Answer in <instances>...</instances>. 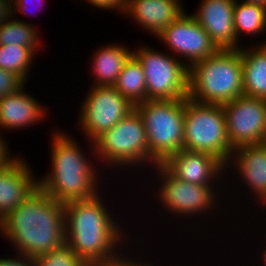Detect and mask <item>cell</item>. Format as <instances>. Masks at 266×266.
Wrapping results in <instances>:
<instances>
[{
  "label": "cell",
  "mask_w": 266,
  "mask_h": 266,
  "mask_svg": "<svg viewBox=\"0 0 266 266\" xmlns=\"http://www.w3.org/2000/svg\"><path fill=\"white\" fill-rule=\"evenodd\" d=\"M19 255L36 258L66 243L64 203L39 187L0 222Z\"/></svg>",
  "instance_id": "6da1fadb"
},
{
  "label": "cell",
  "mask_w": 266,
  "mask_h": 266,
  "mask_svg": "<svg viewBox=\"0 0 266 266\" xmlns=\"http://www.w3.org/2000/svg\"><path fill=\"white\" fill-rule=\"evenodd\" d=\"M102 201L97 194L64 203L66 243L87 266H103L121 258L114 250L123 243L124 234Z\"/></svg>",
  "instance_id": "7a4b0ae2"
},
{
  "label": "cell",
  "mask_w": 266,
  "mask_h": 266,
  "mask_svg": "<svg viewBox=\"0 0 266 266\" xmlns=\"http://www.w3.org/2000/svg\"><path fill=\"white\" fill-rule=\"evenodd\" d=\"M52 143V172L38 179L39 188L60 202L89 199L97 191V174L71 137L56 131ZM76 142V143H75Z\"/></svg>",
  "instance_id": "3957f363"
},
{
  "label": "cell",
  "mask_w": 266,
  "mask_h": 266,
  "mask_svg": "<svg viewBox=\"0 0 266 266\" xmlns=\"http://www.w3.org/2000/svg\"><path fill=\"white\" fill-rule=\"evenodd\" d=\"M240 49H219L189 68L188 97L204 104L224 105L244 95Z\"/></svg>",
  "instance_id": "277c9868"
},
{
  "label": "cell",
  "mask_w": 266,
  "mask_h": 266,
  "mask_svg": "<svg viewBox=\"0 0 266 266\" xmlns=\"http://www.w3.org/2000/svg\"><path fill=\"white\" fill-rule=\"evenodd\" d=\"M134 108L145 126L150 164H162L183 149L185 98L146 100L135 104Z\"/></svg>",
  "instance_id": "5b68a950"
},
{
  "label": "cell",
  "mask_w": 266,
  "mask_h": 266,
  "mask_svg": "<svg viewBox=\"0 0 266 266\" xmlns=\"http://www.w3.org/2000/svg\"><path fill=\"white\" fill-rule=\"evenodd\" d=\"M183 149L206 152L225 165L231 162L233 148L227 135L222 105L185 98Z\"/></svg>",
  "instance_id": "8992f818"
},
{
  "label": "cell",
  "mask_w": 266,
  "mask_h": 266,
  "mask_svg": "<svg viewBox=\"0 0 266 266\" xmlns=\"http://www.w3.org/2000/svg\"><path fill=\"white\" fill-rule=\"evenodd\" d=\"M90 144L93 145L94 154L109 165L126 167L132 164L133 167L135 163L145 165L149 162L145 126L135 108Z\"/></svg>",
  "instance_id": "52a82bcc"
},
{
  "label": "cell",
  "mask_w": 266,
  "mask_h": 266,
  "mask_svg": "<svg viewBox=\"0 0 266 266\" xmlns=\"http://www.w3.org/2000/svg\"><path fill=\"white\" fill-rule=\"evenodd\" d=\"M142 47L133 51L146 79V100L173 101L189 94V67L173 56Z\"/></svg>",
  "instance_id": "ba28073f"
},
{
  "label": "cell",
  "mask_w": 266,
  "mask_h": 266,
  "mask_svg": "<svg viewBox=\"0 0 266 266\" xmlns=\"http://www.w3.org/2000/svg\"><path fill=\"white\" fill-rule=\"evenodd\" d=\"M82 104L79 125L92 142L134 109L114 86H93Z\"/></svg>",
  "instance_id": "9c48e42d"
},
{
  "label": "cell",
  "mask_w": 266,
  "mask_h": 266,
  "mask_svg": "<svg viewBox=\"0 0 266 266\" xmlns=\"http://www.w3.org/2000/svg\"><path fill=\"white\" fill-rule=\"evenodd\" d=\"M233 150L266 142V100L241 95L222 105Z\"/></svg>",
  "instance_id": "30bf717a"
},
{
  "label": "cell",
  "mask_w": 266,
  "mask_h": 266,
  "mask_svg": "<svg viewBox=\"0 0 266 266\" xmlns=\"http://www.w3.org/2000/svg\"><path fill=\"white\" fill-rule=\"evenodd\" d=\"M155 168L163 181L158 192L164 208L180 215L200 214L209 208L212 209L216 200L214 188L179 180L162 164L155 165Z\"/></svg>",
  "instance_id": "8fae6325"
},
{
  "label": "cell",
  "mask_w": 266,
  "mask_h": 266,
  "mask_svg": "<svg viewBox=\"0 0 266 266\" xmlns=\"http://www.w3.org/2000/svg\"><path fill=\"white\" fill-rule=\"evenodd\" d=\"M158 39L167 44L170 50L186 58L190 68L195 62L214 55L219 49L209 34L192 15L182 14L176 21L166 27Z\"/></svg>",
  "instance_id": "7c38bea8"
},
{
  "label": "cell",
  "mask_w": 266,
  "mask_h": 266,
  "mask_svg": "<svg viewBox=\"0 0 266 266\" xmlns=\"http://www.w3.org/2000/svg\"><path fill=\"white\" fill-rule=\"evenodd\" d=\"M162 165L179 180L212 188L214 185L211 181L217 179L227 168V165L211 154L186 149L170 155Z\"/></svg>",
  "instance_id": "4fadbf2b"
},
{
  "label": "cell",
  "mask_w": 266,
  "mask_h": 266,
  "mask_svg": "<svg viewBox=\"0 0 266 266\" xmlns=\"http://www.w3.org/2000/svg\"><path fill=\"white\" fill-rule=\"evenodd\" d=\"M234 4L235 0H202L199 10L192 14L218 49H240L233 22Z\"/></svg>",
  "instance_id": "5bb4252c"
},
{
  "label": "cell",
  "mask_w": 266,
  "mask_h": 266,
  "mask_svg": "<svg viewBox=\"0 0 266 266\" xmlns=\"http://www.w3.org/2000/svg\"><path fill=\"white\" fill-rule=\"evenodd\" d=\"M27 164L15 157L8 167L0 171V222L39 187Z\"/></svg>",
  "instance_id": "9a60e30c"
},
{
  "label": "cell",
  "mask_w": 266,
  "mask_h": 266,
  "mask_svg": "<svg viewBox=\"0 0 266 266\" xmlns=\"http://www.w3.org/2000/svg\"><path fill=\"white\" fill-rule=\"evenodd\" d=\"M180 0H129L126 15L155 36L185 13Z\"/></svg>",
  "instance_id": "2e32d148"
},
{
  "label": "cell",
  "mask_w": 266,
  "mask_h": 266,
  "mask_svg": "<svg viewBox=\"0 0 266 266\" xmlns=\"http://www.w3.org/2000/svg\"><path fill=\"white\" fill-rule=\"evenodd\" d=\"M231 159L235 160L234 167L238 168L254 196H258L260 202L266 205V142L237 147Z\"/></svg>",
  "instance_id": "e0dca14e"
},
{
  "label": "cell",
  "mask_w": 266,
  "mask_h": 266,
  "mask_svg": "<svg viewBox=\"0 0 266 266\" xmlns=\"http://www.w3.org/2000/svg\"><path fill=\"white\" fill-rule=\"evenodd\" d=\"M21 87L17 92L0 98V127L18 129L34 125L45 116V110ZM44 115V116H43Z\"/></svg>",
  "instance_id": "ac0fdd59"
},
{
  "label": "cell",
  "mask_w": 266,
  "mask_h": 266,
  "mask_svg": "<svg viewBox=\"0 0 266 266\" xmlns=\"http://www.w3.org/2000/svg\"><path fill=\"white\" fill-rule=\"evenodd\" d=\"M244 95L266 100V42L252 48L241 47Z\"/></svg>",
  "instance_id": "d6986e66"
},
{
  "label": "cell",
  "mask_w": 266,
  "mask_h": 266,
  "mask_svg": "<svg viewBox=\"0 0 266 266\" xmlns=\"http://www.w3.org/2000/svg\"><path fill=\"white\" fill-rule=\"evenodd\" d=\"M131 51V52H130ZM133 55L132 50L126 46L109 45L102 47L94 54L92 71L96 78L94 86H114L118 75L123 70L125 63ZM98 80V81H97Z\"/></svg>",
  "instance_id": "ffe728a7"
},
{
  "label": "cell",
  "mask_w": 266,
  "mask_h": 266,
  "mask_svg": "<svg viewBox=\"0 0 266 266\" xmlns=\"http://www.w3.org/2000/svg\"><path fill=\"white\" fill-rule=\"evenodd\" d=\"M114 87L133 105L146 101V79L144 70L141 63L134 55L125 63Z\"/></svg>",
  "instance_id": "44dd1931"
},
{
  "label": "cell",
  "mask_w": 266,
  "mask_h": 266,
  "mask_svg": "<svg viewBox=\"0 0 266 266\" xmlns=\"http://www.w3.org/2000/svg\"><path fill=\"white\" fill-rule=\"evenodd\" d=\"M233 22L236 38L241 33L245 34H261L266 31V6L255 3L241 2L235 0L233 11Z\"/></svg>",
  "instance_id": "7402d4cb"
},
{
  "label": "cell",
  "mask_w": 266,
  "mask_h": 266,
  "mask_svg": "<svg viewBox=\"0 0 266 266\" xmlns=\"http://www.w3.org/2000/svg\"><path fill=\"white\" fill-rule=\"evenodd\" d=\"M36 53L27 46L0 45V68L13 72L24 82Z\"/></svg>",
  "instance_id": "603a6c76"
},
{
  "label": "cell",
  "mask_w": 266,
  "mask_h": 266,
  "mask_svg": "<svg viewBox=\"0 0 266 266\" xmlns=\"http://www.w3.org/2000/svg\"><path fill=\"white\" fill-rule=\"evenodd\" d=\"M28 22L21 20H11L7 21L0 27V45H17V46H27L30 47L35 53L39 43V36Z\"/></svg>",
  "instance_id": "cb8c5ba5"
},
{
  "label": "cell",
  "mask_w": 266,
  "mask_h": 266,
  "mask_svg": "<svg viewBox=\"0 0 266 266\" xmlns=\"http://www.w3.org/2000/svg\"><path fill=\"white\" fill-rule=\"evenodd\" d=\"M35 266H87L67 243L34 258Z\"/></svg>",
  "instance_id": "d4e9b609"
},
{
  "label": "cell",
  "mask_w": 266,
  "mask_h": 266,
  "mask_svg": "<svg viewBox=\"0 0 266 266\" xmlns=\"http://www.w3.org/2000/svg\"><path fill=\"white\" fill-rule=\"evenodd\" d=\"M24 81L13 72L0 68V98L17 92L24 86Z\"/></svg>",
  "instance_id": "484cf974"
},
{
  "label": "cell",
  "mask_w": 266,
  "mask_h": 266,
  "mask_svg": "<svg viewBox=\"0 0 266 266\" xmlns=\"http://www.w3.org/2000/svg\"><path fill=\"white\" fill-rule=\"evenodd\" d=\"M93 6L104 9H116L120 10V13L127 12V4L129 0H88Z\"/></svg>",
  "instance_id": "4316f807"
},
{
  "label": "cell",
  "mask_w": 266,
  "mask_h": 266,
  "mask_svg": "<svg viewBox=\"0 0 266 266\" xmlns=\"http://www.w3.org/2000/svg\"><path fill=\"white\" fill-rule=\"evenodd\" d=\"M18 257L20 258H1L0 266H35L34 259L24 255H22V257L18 255Z\"/></svg>",
  "instance_id": "83f0119b"
},
{
  "label": "cell",
  "mask_w": 266,
  "mask_h": 266,
  "mask_svg": "<svg viewBox=\"0 0 266 266\" xmlns=\"http://www.w3.org/2000/svg\"><path fill=\"white\" fill-rule=\"evenodd\" d=\"M6 145L7 143L0 136V171H3L15 160L12 156L9 157V150Z\"/></svg>",
  "instance_id": "f1b7e54d"
},
{
  "label": "cell",
  "mask_w": 266,
  "mask_h": 266,
  "mask_svg": "<svg viewBox=\"0 0 266 266\" xmlns=\"http://www.w3.org/2000/svg\"><path fill=\"white\" fill-rule=\"evenodd\" d=\"M13 7L6 1L0 0V27L13 18Z\"/></svg>",
  "instance_id": "f546056e"
},
{
  "label": "cell",
  "mask_w": 266,
  "mask_h": 266,
  "mask_svg": "<svg viewBox=\"0 0 266 266\" xmlns=\"http://www.w3.org/2000/svg\"><path fill=\"white\" fill-rule=\"evenodd\" d=\"M103 266H152V265H150V264H148V265L147 264H143L142 262L140 264L139 261L136 262V260H135V262H134L133 259L131 261V259L128 260L125 257L123 258V256H122L117 261H115L113 263H110V264L103 265Z\"/></svg>",
  "instance_id": "4dcf8cb0"
},
{
  "label": "cell",
  "mask_w": 266,
  "mask_h": 266,
  "mask_svg": "<svg viewBox=\"0 0 266 266\" xmlns=\"http://www.w3.org/2000/svg\"><path fill=\"white\" fill-rule=\"evenodd\" d=\"M33 2L32 0H15V2H14V5L12 6L14 9H13V14H15L16 15V11L18 10V11H21V13H23V14H25L26 13V8L29 6H27V4L29 3V2ZM35 1V0H34ZM36 1H39V0H36ZM40 2V1H39ZM41 2H42V0H41ZM43 2H44V0H43ZM30 4V3H29ZM16 7V8H15ZM17 9V10H16Z\"/></svg>",
  "instance_id": "1f68e13d"
},
{
  "label": "cell",
  "mask_w": 266,
  "mask_h": 266,
  "mask_svg": "<svg viewBox=\"0 0 266 266\" xmlns=\"http://www.w3.org/2000/svg\"><path fill=\"white\" fill-rule=\"evenodd\" d=\"M243 2L261 4L266 6V0H244Z\"/></svg>",
  "instance_id": "d6a6232c"
},
{
  "label": "cell",
  "mask_w": 266,
  "mask_h": 266,
  "mask_svg": "<svg viewBox=\"0 0 266 266\" xmlns=\"http://www.w3.org/2000/svg\"><path fill=\"white\" fill-rule=\"evenodd\" d=\"M263 251H264V252H263V255H262L263 257H262V258H263V260L265 261L264 264H266V249L263 250Z\"/></svg>",
  "instance_id": "836d02e7"
},
{
  "label": "cell",
  "mask_w": 266,
  "mask_h": 266,
  "mask_svg": "<svg viewBox=\"0 0 266 266\" xmlns=\"http://www.w3.org/2000/svg\"><path fill=\"white\" fill-rule=\"evenodd\" d=\"M6 1L7 3L11 4L12 6L14 5L15 0H3Z\"/></svg>",
  "instance_id": "e575fe53"
}]
</instances>
